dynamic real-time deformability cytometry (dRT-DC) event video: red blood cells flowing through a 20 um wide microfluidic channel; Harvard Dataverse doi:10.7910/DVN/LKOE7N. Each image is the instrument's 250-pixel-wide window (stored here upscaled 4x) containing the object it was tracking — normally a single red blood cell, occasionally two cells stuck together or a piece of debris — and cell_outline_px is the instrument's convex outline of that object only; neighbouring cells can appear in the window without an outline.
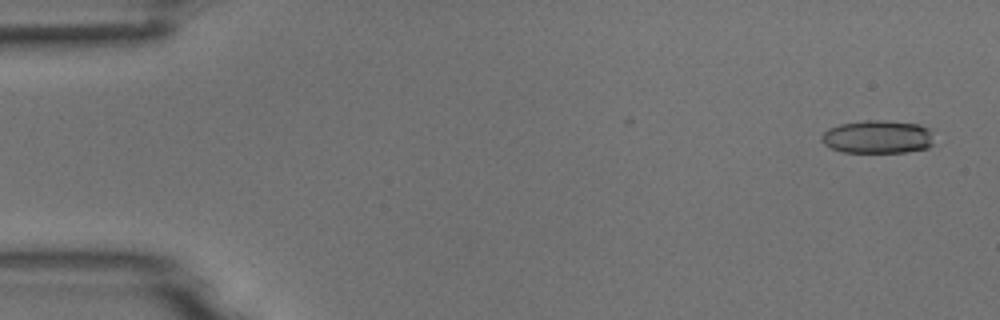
{"species": "common noctule bat (a hibernating species)", "species_latin": "Nyctalus noctula", "temperature_condition": "room temperature", "stored_images_in_passage": 6, "camera_frame_rate_fps": 3000, "um_per_image_px": 0.085, "animal": {"sex": "male", "body_mass_g": 18.8}, "frame": {"image": 1, "passage_image": 1, "time_ms": 0.0, "image_size_px": [1000, 320], "cell_outline_px": [[936, 144], [928, 148], [904, 152], [844, 152], [832, 148], [824, 144], [820, 140], [820, 136], [828, 128], [840, 124], [864, 120], [880, 120], [920, 124], [928, 128]], "centroid_in_image_um": [74.61, 11.63], "position_along_channel_um": 10.4, "area_um2": 21.91}}
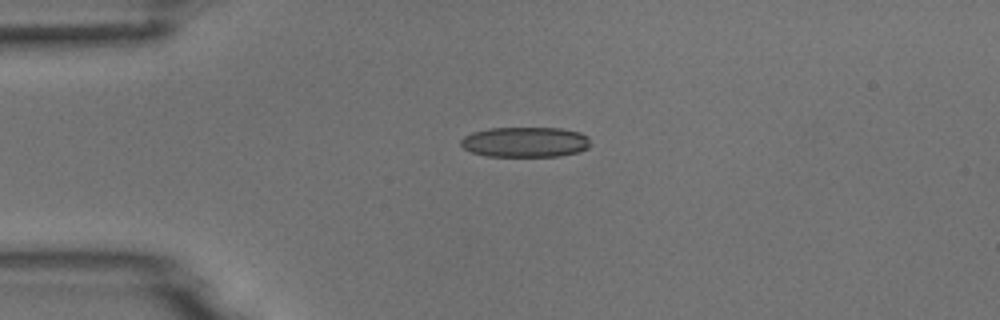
{"frame": {"image": 2, "passage_image": 4, "time_ms": 1.0, "image_size_px": [1000, 320], "cell_outline_px": [[588, 148], [580, 152], [560, 156], [484, 156], [472, 152], [464, 148], [460, 144], [460, 140], [464, 136], [472, 132], [488, 128], [560, 128], [580, 132], [588, 136]], "centroid_in_image_um": [44.63, 12.07], "position_along_channel_um": 40.4, "area_um2": 22.95}}